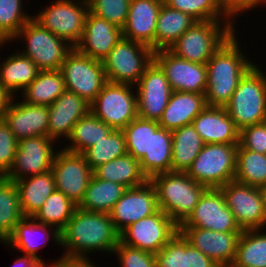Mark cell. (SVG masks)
<instances>
[{
    "instance_id": "1",
    "label": "cell",
    "mask_w": 266,
    "mask_h": 267,
    "mask_svg": "<svg viewBox=\"0 0 266 267\" xmlns=\"http://www.w3.org/2000/svg\"><path fill=\"white\" fill-rule=\"evenodd\" d=\"M119 243V232L108 213L77 208L61 231L62 256L87 257L91 252L113 253Z\"/></svg>"
},
{
    "instance_id": "2",
    "label": "cell",
    "mask_w": 266,
    "mask_h": 267,
    "mask_svg": "<svg viewBox=\"0 0 266 267\" xmlns=\"http://www.w3.org/2000/svg\"><path fill=\"white\" fill-rule=\"evenodd\" d=\"M236 32L213 54L206 63L207 106L225 107L237 89L240 80L254 66L241 52Z\"/></svg>"
},
{
    "instance_id": "3",
    "label": "cell",
    "mask_w": 266,
    "mask_h": 267,
    "mask_svg": "<svg viewBox=\"0 0 266 267\" xmlns=\"http://www.w3.org/2000/svg\"><path fill=\"white\" fill-rule=\"evenodd\" d=\"M150 182L157 193V204L179 227L193 213L206 186L195 182L186 172H163Z\"/></svg>"
},
{
    "instance_id": "4",
    "label": "cell",
    "mask_w": 266,
    "mask_h": 267,
    "mask_svg": "<svg viewBox=\"0 0 266 267\" xmlns=\"http://www.w3.org/2000/svg\"><path fill=\"white\" fill-rule=\"evenodd\" d=\"M224 22L222 26L220 20L196 21L168 50L181 59L206 64L236 32L232 21Z\"/></svg>"
},
{
    "instance_id": "5",
    "label": "cell",
    "mask_w": 266,
    "mask_h": 267,
    "mask_svg": "<svg viewBox=\"0 0 266 267\" xmlns=\"http://www.w3.org/2000/svg\"><path fill=\"white\" fill-rule=\"evenodd\" d=\"M257 67L244 75L224 107L239 130L264 122L266 116V75Z\"/></svg>"
},
{
    "instance_id": "6",
    "label": "cell",
    "mask_w": 266,
    "mask_h": 267,
    "mask_svg": "<svg viewBox=\"0 0 266 267\" xmlns=\"http://www.w3.org/2000/svg\"><path fill=\"white\" fill-rule=\"evenodd\" d=\"M239 144H205L187 175L207 188H220L233 181Z\"/></svg>"
},
{
    "instance_id": "7",
    "label": "cell",
    "mask_w": 266,
    "mask_h": 267,
    "mask_svg": "<svg viewBox=\"0 0 266 267\" xmlns=\"http://www.w3.org/2000/svg\"><path fill=\"white\" fill-rule=\"evenodd\" d=\"M153 60L150 47L122 37L102 62L108 82L135 86Z\"/></svg>"
},
{
    "instance_id": "8",
    "label": "cell",
    "mask_w": 266,
    "mask_h": 267,
    "mask_svg": "<svg viewBox=\"0 0 266 267\" xmlns=\"http://www.w3.org/2000/svg\"><path fill=\"white\" fill-rule=\"evenodd\" d=\"M20 38L27 44L21 53L30 58L40 71L60 70L67 54L74 48L33 19L19 30L13 40Z\"/></svg>"
},
{
    "instance_id": "9",
    "label": "cell",
    "mask_w": 266,
    "mask_h": 267,
    "mask_svg": "<svg viewBox=\"0 0 266 267\" xmlns=\"http://www.w3.org/2000/svg\"><path fill=\"white\" fill-rule=\"evenodd\" d=\"M134 87L107 82L90 104V112L114 130L124 129L138 116Z\"/></svg>"
},
{
    "instance_id": "10",
    "label": "cell",
    "mask_w": 266,
    "mask_h": 267,
    "mask_svg": "<svg viewBox=\"0 0 266 267\" xmlns=\"http://www.w3.org/2000/svg\"><path fill=\"white\" fill-rule=\"evenodd\" d=\"M88 11L87 0H57L32 19L75 47L82 38Z\"/></svg>"
},
{
    "instance_id": "11",
    "label": "cell",
    "mask_w": 266,
    "mask_h": 267,
    "mask_svg": "<svg viewBox=\"0 0 266 267\" xmlns=\"http://www.w3.org/2000/svg\"><path fill=\"white\" fill-rule=\"evenodd\" d=\"M60 71L66 90L90 104L108 82L103 62L80 53L75 47L67 54Z\"/></svg>"
},
{
    "instance_id": "12",
    "label": "cell",
    "mask_w": 266,
    "mask_h": 267,
    "mask_svg": "<svg viewBox=\"0 0 266 267\" xmlns=\"http://www.w3.org/2000/svg\"><path fill=\"white\" fill-rule=\"evenodd\" d=\"M179 232V226L161 209L130 224L119 233V242L156 254Z\"/></svg>"
},
{
    "instance_id": "13",
    "label": "cell",
    "mask_w": 266,
    "mask_h": 267,
    "mask_svg": "<svg viewBox=\"0 0 266 267\" xmlns=\"http://www.w3.org/2000/svg\"><path fill=\"white\" fill-rule=\"evenodd\" d=\"M220 189L242 231L266 228V208L258 187L233 180Z\"/></svg>"
},
{
    "instance_id": "14",
    "label": "cell",
    "mask_w": 266,
    "mask_h": 267,
    "mask_svg": "<svg viewBox=\"0 0 266 267\" xmlns=\"http://www.w3.org/2000/svg\"><path fill=\"white\" fill-rule=\"evenodd\" d=\"M51 171L56 190L79 205L93 176V170L83 154L60 149L54 157Z\"/></svg>"
},
{
    "instance_id": "15",
    "label": "cell",
    "mask_w": 266,
    "mask_h": 267,
    "mask_svg": "<svg viewBox=\"0 0 266 267\" xmlns=\"http://www.w3.org/2000/svg\"><path fill=\"white\" fill-rule=\"evenodd\" d=\"M53 142L55 140L48 136L18 140L13 164L4 178L15 182L30 175L35 176L50 171L56 155Z\"/></svg>"
},
{
    "instance_id": "16",
    "label": "cell",
    "mask_w": 266,
    "mask_h": 267,
    "mask_svg": "<svg viewBox=\"0 0 266 267\" xmlns=\"http://www.w3.org/2000/svg\"><path fill=\"white\" fill-rule=\"evenodd\" d=\"M138 117L159 121L173 89L161 67L153 60L136 84Z\"/></svg>"
},
{
    "instance_id": "17",
    "label": "cell",
    "mask_w": 266,
    "mask_h": 267,
    "mask_svg": "<svg viewBox=\"0 0 266 267\" xmlns=\"http://www.w3.org/2000/svg\"><path fill=\"white\" fill-rule=\"evenodd\" d=\"M180 227H197L218 232H242L226 205L220 188H207L193 213Z\"/></svg>"
},
{
    "instance_id": "18",
    "label": "cell",
    "mask_w": 266,
    "mask_h": 267,
    "mask_svg": "<svg viewBox=\"0 0 266 267\" xmlns=\"http://www.w3.org/2000/svg\"><path fill=\"white\" fill-rule=\"evenodd\" d=\"M154 61L164 71L173 91L205 93L207 88L206 64L181 59L169 50L154 52Z\"/></svg>"
},
{
    "instance_id": "19",
    "label": "cell",
    "mask_w": 266,
    "mask_h": 267,
    "mask_svg": "<svg viewBox=\"0 0 266 267\" xmlns=\"http://www.w3.org/2000/svg\"><path fill=\"white\" fill-rule=\"evenodd\" d=\"M159 210L157 193L148 180L145 184L127 188L109 213L115 229L120 233L127 226L148 217Z\"/></svg>"
},
{
    "instance_id": "20",
    "label": "cell",
    "mask_w": 266,
    "mask_h": 267,
    "mask_svg": "<svg viewBox=\"0 0 266 267\" xmlns=\"http://www.w3.org/2000/svg\"><path fill=\"white\" fill-rule=\"evenodd\" d=\"M179 232L220 267L233 264L241 232H218L197 227H179Z\"/></svg>"
},
{
    "instance_id": "21",
    "label": "cell",
    "mask_w": 266,
    "mask_h": 267,
    "mask_svg": "<svg viewBox=\"0 0 266 267\" xmlns=\"http://www.w3.org/2000/svg\"><path fill=\"white\" fill-rule=\"evenodd\" d=\"M122 37V29L88 11L82 38L75 48L92 59L103 61Z\"/></svg>"
},
{
    "instance_id": "22",
    "label": "cell",
    "mask_w": 266,
    "mask_h": 267,
    "mask_svg": "<svg viewBox=\"0 0 266 267\" xmlns=\"http://www.w3.org/2000/svg\"><path fill=\"white\" fill-rule=\"evenodd\" d=\"M163 0H130L123 37L150 47L155 52V33Z\"/></svg>"
},
{
    "instance_id": "23",
    "label": "cell",
    "mask_w": 266,
    "mask_h": 267,
    "mask_svg": "<svg viewBox=\"0 0 266 267\" xmlns=\"http://www.w3.org/2000/svg\"><path fill=\"white\" fill-rule=\"evenodd\" d=\"M48 109L47 136L56 141L61 137H69L74 125L90 113V103L74 92L65 90Z\"/></svg>"
},
{
    "instance_id": "24",
    "label": "cell",
    "mask_w": 266,
    "mask_h": 267,
    "mask_svg": "<svg viewBox=\"0 0 266 267\" xmlns=\"http://www.w3.org/2000/svg\"><path fill=\"white\" fill-rule=\"evenodd\" d=\"M12 99L3 120L17 140L47 136L49 109L46 105H32Z\"/></svg>"
},
{
    "instance_id": "25",
    "label": "cell",
    "mask_w": 266,
    "mask_h": 267,
    "mask_svg": "<svg viewBox=\"0 0 266 267\" xmlns=\"http://www.w3.org/2000/svg\"><path fill=\"white\" fill-rule=\"evenodd\" d=\"M192 125L205 144H239L240 130L224 107L206 106Z\"/></svg>"
},
{
    "instance_id": "26",
    "label": "cell",
    "mask_w": 266,
    "mask_h": 267,
    "mask_svg": "<svg viewBox=\"0 0 266 267\" xmlns=\"http://www.w3.org/2000/svg\"><path fill=\"white\" fill-rule=\"evenodd\" d=\"M49 228L51 231V228H53V233L49 230ZM54 228L55 227L53 226L36 221L33 217H23L15 226L13 233L7 238L5 242H3V244H8L7 246L12 247L14 250H21L22 252H24V255L34 257L45 267H47L48 264H45L46 262H43V260L37 254V251L43 248V246L39 244L38 238L39 240L44 241L43 243L45 245L47 244V241L50 240V238H52L55 243L61 245V232L58 229ZM39 234L40 236H42V238H36L37 235L39 236Z\"/></svg>"
},
{
    "instance_id": "27",
    "label": "cell",
    "mask_w": 266,
    "mask_h": 267,
    "mask_svg": "<svg viewBox=\"0 0 266 267\" xmlns=\"http://www.w3.org/2000/svg\"><path fill=\"white\" fill-rule=\"evenodd\" d=\"M205 93L173 91L158 123L173 131L192 124L194 118L207 106Z\"/></svg>"
},
{
    "instance_id": "28",
    "label": "cell",
    "mask_w": 266,
    "mask_h": 267,
    "mask_svg": "<svg viewBox=\"0 0 266 267\" xmlns=\"http://www.w3.org/2000/svg\"><path fill=\"white\" fill-rule=\"evenodd\" d=\"M139 162L148 179L159 173L171 172L172 132L160 127L156 120H150L149 153Z\"/></svg>"
},
{
    "instance_id": "29",
    "label": "cell",
    "mask_w": 266,
    "mask_h": 267,
    "mask_svg": "<svg viewBox=\"0 0 266 267\" xmlns=\"http://www.w3.org/2000/svg\"><path fill=\"white\" fill-rule=\"evenodd\" d=\"M20 205L24 217H33L49 195L56 190L52 171L16 180Z\"/></svg>"
},
{
    "instance_id": "30",
    "label": "cell",
    "mask_w": 266,
    "mask_h": 267,
    "mask_svg": "<svg viewBox=\"0 0 266 267\" xmlns=\"http://www.w3.org/2000/svg\"><path fill=\"white\" fill-rule=\"evenodd\" d=\"M98 179L122 184L126 188H134L145 184L149 179L143 173L139 160L130 154L102 164L93 170Z\"/></svg>"
},
{
    "instance_id": "31",
    "label": "cell",
    "mask_w": 266,
    "mask_h": 267,
    "mask_svg": "<svg viewBox=\"0 0 266 267\" xmlns=\"http://www.w3.org/2000/svg\"><path fill=\"white\" fill-rule=\"evenodd\" d=\"M0 64V83L14 97L23 91L37 77L40 71L36 64L22 53H14ZM16 92V93H15Z\"/></svg>"
},
{
    "instance_id": "32",
    "label": "cell",
    "mask_w": 266,
    "mask_h": 267,
    "mask_svg": "<svg viewBox=\"0 0 266 267\" xmlns=\"http://www.w3.org/2000/svg\"><path fill=\"white\" fill-rule=\"evenodd\" d=\"M196 20L190 15L162 3L155 33V52L168 50Z\"/></svg>"
},
{
    "instance_id": "33",
    "label": "cell",
    "mask_w": 266,
    "mask_h": 267,
    "mask_svg": "<svg viewBox=\"0 0 266 267\" xmlns=\"http://www.w3.org/2000/svg\"><path fill=\"white\" fill-rule=\"evenodd\" d=\"M171 132V172H187L205 143L192 124Z\"/></svg>"
},
{
    "instance_id": "34",
    "label": "cell",
    "mask_w": 266,
    "mask_h": 267,
    "mask_svg": "<svg viewBox=\"0 0 266 267\" xmlns=\"http://www.w3.org/2000/svg\"><path fill=\"white\" fill-rule=\"evenodd\" d=\"M126 189L122 184L98 179L93 175L78 208L109 214Z\"/></svg>"
},
{
    "instance_id": "35",
    "label": "cell",
    "mask_w": 266,
    "mask_h": 267,
    "mask_svg": "<svg viewBox=\"0 0 266 267\" xmlns=\"http://www.w3.org/2000/svg\"><path fill=\"white\" fill-rule=\"evenodd\" d=\"M66 90L60 70L39 71L35 80L22 91V100L32 105L50 106Z\"/></svg>"
},
{
    "instance_id": "36",
    "label": "cell",
    "mask_w": 266,
    "mask_h": 267,
    "mask_svg": "<svg viewBox=\"0 0 266 267\" xmlns=\"http://www.w3.org/2000/svg\"><path fill=\"white\" fill-rule=\"evenodd\" d=\"M113 130L112 127L102 122L90 112L74 125L71 134L67 138L72 143H69L63 149L83 153L95 143L106 138Z\"/></svg>"
},
{
    "instance_id": "37",
    "label": "cell",
    "mask_w": 266,
    "mask_h": 267,
    "mask_svg": "<svg viewBox=\"0 0 266 267\" xmlns=\"http://www.w3.org/2000/svg\"><path fill=\"white\" fill-rule=\"evenodd\" d=\"M230 267H266V233L261 229L243 230Z\"/></svg>"
},
{
    "instance_id": "38",
    "label": "cell",
    "mask_w": 266,
    "mask_h": 267,
    "mask_svg": "<svg viewBox=\"0 0 266 267\" xmlns=\"http://www.w3.org/2000/svg\"><path fill=\"white\" fill-rule=\"evenodd\" d=\"M23 217L14 181L0 177V241L2 243L13 233L15 226Z\"/></svg>"
},
{
    "instance_id": "39",
    "label": "cell",
    "mask_w": 266,
    "mask_h": 267,
    "mask_svg": "<svg viewBox=\"0 0 266 267\" xmlns=\"http://www.w3.org/2000/svg\"><path fill=\"white\" fill-rule=\"evenodd\" d=\"M78 208L71 199L63 192L55 190L33 218L43 224L55 227L60 232L66 227L68 221L73 217Z\"/></svg>"
},
{
    "instance_id": "40",
    "label": "cell",
    "mask_w": 266,
    "mask_h": 267,
    "mask_svg": "<svg viewBox=\"0 0 266 267\" xmlns=\"http://www.w3.org/2000/svg\"><path fill=\"white\" fill-rule=\"evenodd\" d=\"M234 180L252 187L266 183V154L244 149L240 144L237 150Z\"/></svg>"
},
{
    "instance_id": "41",
    "label": "cell",
    "mask_w": 266,
    "mask_h": 267,
    "mask_svg": "<svg viewBox=\"0 0 266 267\" xmlns=\"http://www.w3.org/2000/svg\"><path fill=\"white\" fill-rule=\"evenodd\" d=\"M87 164L92 170L98 166L127 154L125 137L122 130H113L83 153Z\"/></svg>"
},
{
    "instance_id": "42",
    "label": "cell",
    "mask_w": 266,
    "mask_h": 267,
    "mask_svg": "<svg viewBox=\"0 0 266 267\" xmlns=\"http://www.w3.org/2000/svg\"><path fill=\"white\" fill-rule=\"evenodd\" d=\"M22 3L23 0H0V43L13 40L19 30L32 19L23 10Z\"/></svg>"
},
{
    "instance_id": "43",
    "label": "cell",
    "mask_w": 266,
    "mask_h": 267,
    "mask_svg": "<svg viewBox=\"0 0 266 267\" xmlns=\"http://www.w3.org/2000/svg\"><path fill=\"white\" fill-rule=\"evenodd\" d=\"M122 132L125 137L127 153L136 160H141L149 153L150 120L136 117Z\"/></svg>"
},
{
    "instance_id": "44",
    "label": "cell",
    "mask_w": 266,
    "mask_h": 267,
    "mask_svg": "<svg viewBox=\"0 0 266 267\" xmlns=\"http://www.w3.org/2000/svg\"><path fill=\"white\" fill-rule=\"evenodd\" d=\"M163 3L190 15L196 21L224 20V18L230 21L221 12L216 0H163Z\"/></svg>"
},
{
    "instance_id": "45",
    "label": "cell",
    "mask_w": 266,
    "mask_h": 267,
    "mask_svg": "<svg viewBox=\"0 0 266 267\" xmlns=\"http://www.w3.org/2000/svg\"><path fill=\"white\" fill-rule=\"evenodd\" d=\"M89 11L122 29L128 17L130 0H87Z\"/></svg>"
},
{
    "instance_id": "46",
    "label": "cell",
    "mask_w": 266,
    "mask_h": 267,
    "mask_svg": "<svg viewBox=\"0 0 266 267\" xmlns=\"http://www.w3.org/2000/svg\"><path fill=\"white\" fill-rule=\"evenodd\" d=\"M157 267H185V238L178 232L156 254Z\"/></svg>"
},
{
    "instance_id": "47",
    "label": "cell",
    "mask_w": 266,
    "mask_h": 267,
    "mask_svg": "<svg viewBox=\"0 0 266 267\" xmlns=\"http://www.w3.org/2000/svg\"><path fill=\"white\" fill-rule=\"evenodd\" d=\"M114 254H117L122 267H157L155 254L118 243Z\"/></svg>"
},
{
    "instance_id": "48",
    "label": "cell",
    "mask_w": 266,
    "mask_h": 267,
    "mask_svg": "<svg viewBox=\"0 0 266 267\" xmlns=\"http://www.w3.org/2000/svg\"><path fill=\"white\" fill-rule=\"evenodd\" d=\"M18 146V140L9 126L0 119V177H4L10 170Z\"/></svg>"
},
{
    "instance_id": "49",
    "label": "cell",
    "mask_w": 266,
    "mask_h": 267,
    "mask_svg": "<svg viewBox=\"0 0 266 267\" xmlns=\"http://www.w3.org/2000/svg\"><path fill=\"white\" fill-rule=\"evenodd\" d=\"M239 144L244 149L266 154V124L262 122L242 128Z\"/></svg>"
},
{
    "instance_id": "50",
    "label": "cell",
    "mask_w": 266,
    "mask_h": 267,
    "mask_svg": "<svg viewBox=\"0 0 266 267\" xmlns=\"http://www.w3.org/2000/svg\"><path fill=\"white\" fill-rule=\"evenodd\" d=\"M221 12L234 24L232 18L238 16V13L244 12L245 10H252L261 4H265L266 0H216Z\"/></svg>"
},
{
    "instance_id": "51",
    "label": "cell",
    "mask_w": 266,
    "mask_h": 267,
    "mask_svg": "<svg viewBox=\"0 0 266 267\" xmlns=\"http://www.w3.org/2000/svg\"><path fill=\"white\" fill-rule=\"evenodd\" d=\"M185 267H220L185 239Z\"/></svg>"
},
{
    "instance_id": "52",
    "label": "cell",
    "mask_w": 266,
    "mask_h": 267,
    "mask_svg": "<svg viewBox=\"0 0 266 267\" xmlns=\"http://www.w3.org/2000/svg\"><path fill=\"white\" fill-rule=\"evenodd\" d=\"M87 257L61 256L47 267H95Z\"/></svg>"
},
{
    "instance_id": "53",
    "label": "cell",
    "mask_w": 266,
    "mask_h": 267,
    "mask_svg": "<svg viewBox=\"0 0 266 267\" xmlns=\"http://www.w3.org/2000/svg\"><path fill=\"white\" fill-rule=\"evenodd\" d=\"M13 98L15 97L11 93H9L0 83V119H3V116Z\"/></svg>"
},
{
    "instance_id": "54",
    "label": "cell",
    "mask_w": 266,
    "mask_h": 267,
    "mask_svg": "<svg viewBox=\"0 0 266 267\" xmlns=\"http://www.w3.org/2000/svg\"><path fill=\"white\" fill-rule=\"evenodd\" d=\"M13 267H45L41 262L34 257L25 255L20 258H16Z\"/></svg>"
},
{
    "instance_id": "55",
    "label": "cell",
    "mask_w": 266,
    "mask_h": 267,
    "mask_svg": "<svg viewBox=\"0 0 266 267\" xmlns=\"http://www.w3.org/2000/svg\"><path fill=\"white\" fill-rule=\"evenodd\" d=\"M259 190H260L262 200H263L265 208H266V183L264 185L260 186Z\"/></svg>"
}]
</instances>
